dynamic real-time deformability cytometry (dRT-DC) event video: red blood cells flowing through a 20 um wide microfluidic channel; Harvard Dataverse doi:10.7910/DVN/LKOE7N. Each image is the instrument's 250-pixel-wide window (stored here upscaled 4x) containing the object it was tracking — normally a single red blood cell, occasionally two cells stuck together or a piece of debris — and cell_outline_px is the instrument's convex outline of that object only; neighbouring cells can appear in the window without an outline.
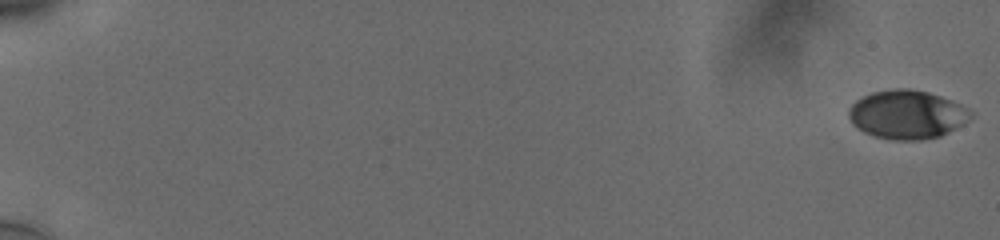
{"species": "human", "species_latin": "Homo sapiens", "temperature_condition": "cold", "stored_images_in_passage": 58, "camera_frame_rate_fps": 3000, "um_per_image_px": 0.085, "donor": {"sex": "male"}, "frame": {"image": 1, "passage_image": 1, "time_ms": 0.0, "image_size_px": [1000, 240], "cell_outline_px": [[972, 116], [964, 124], [940, 136], [920, 140], [896, 140], [876, 136], [864, 132], [852, 124], [848, 116], [848, 108], [856, 100], [872, 92], [888, 88], [908, 88], [928, 92], [940, 96], [960, 104], [968, 108], [972, 112]], "centroid_in_image_um": [77.08, 9.72], "position_along_channel_um": 7.9, "area_um2": 34.68}}
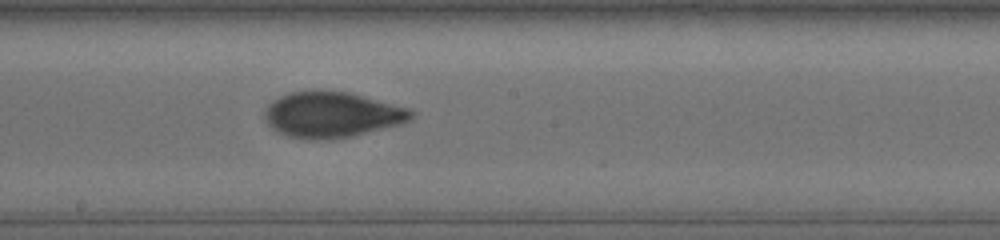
{"frame": {"image": 2, "passage_image": 35, "time_ms": 11.333, "image_size_px": [1000, 240], "cell_outline_px": [[416, 112], [408, 120], [400, 124], [352, 136], [332, 140], [320, 140], [288, 136], [272, 128], [268, 124], [264, 116], [264, 112], [268, 104], [272, 100], [288, 92], [312, 88], [316, 88], [348, 92], [408, 108]], "centroid_in_image_um": [28.16, 9.72], "position_along_channel_um": 220.0, "area_um2": 39.36}}
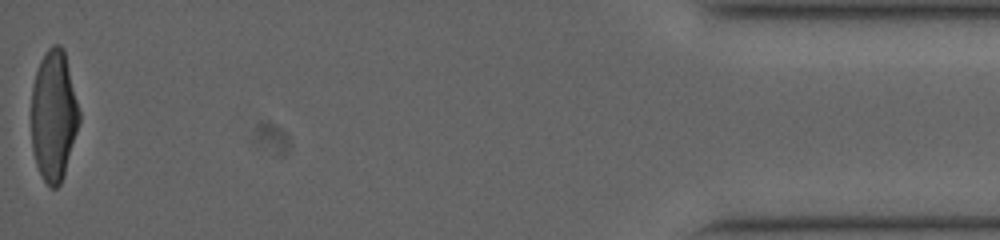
{"frame": {"image": 3, "passage_image": 58, "time_ms": 19.0, "image_size_px": [1000, 240], "cell_outline_px": [[80, 120], [64, 176], [60, 184], [56, 188], [52, 188], [44, 180], [36, 164], [32, 148], [32, 84], [40, 60], [44, 52], [52, 44], [60, 44], [64, 48], [80, 112]], "centroid_in_image_um": [4.57, 9.79], "position_along_channel_um": 430.6, "area_um2": 36.53}, "authors_computed_cell_mechanics": {"area_um2": 36.9631, "velocity_mm_per_s": 3.772, "shape_relaxation_time_tau1_ms": 5.8857, "shape_relaxation_time_tau2_ms": 0.9184, "deformation_change_tau1": 0.194, "deformation_change_tau2": 0.0564}}